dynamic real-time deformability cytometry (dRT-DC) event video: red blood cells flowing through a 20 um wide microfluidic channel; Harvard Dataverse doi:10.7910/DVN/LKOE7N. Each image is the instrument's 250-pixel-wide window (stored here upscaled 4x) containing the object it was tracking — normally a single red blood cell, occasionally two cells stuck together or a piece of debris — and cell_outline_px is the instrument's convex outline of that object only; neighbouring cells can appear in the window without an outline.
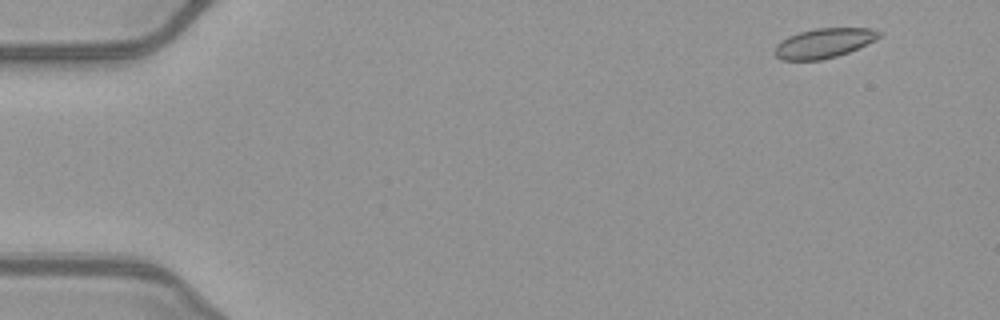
{"species": "common noctule bat (a hibernating species)", "species_latin": "Nyctalus noctula", "temperature_condition": "warm", "stored_images_in_passage": 12, "camera_frame_rate_fps": 3000, "um_per_image_px": 0.085, "animal": {"sex": "female", "body_mass_g": 21.9}, "frame": {"image": 1, "passage_image": 3, "time_ms": 0.667, "image_size_px": [1000, 320], "cell_outline_px": [[884, 32], [876, 40], [848, 52], [836, 56], [820, 60], [780, 60], [772, 52], [776, 44], [788, 36], [800, 32], [816, 28], [872, 28]], "centroid_in_image_um": [70.02, 3.66], "position_along_channel_um": 15.0, "area_um2": 18.15}}